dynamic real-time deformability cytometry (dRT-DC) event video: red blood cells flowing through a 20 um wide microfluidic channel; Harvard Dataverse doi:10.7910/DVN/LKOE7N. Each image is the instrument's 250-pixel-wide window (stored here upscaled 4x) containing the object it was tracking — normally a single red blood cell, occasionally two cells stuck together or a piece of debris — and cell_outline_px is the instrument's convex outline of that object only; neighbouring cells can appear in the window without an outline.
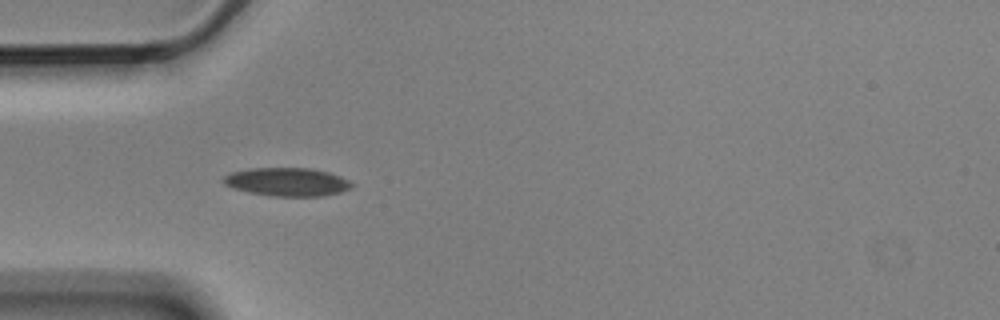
{"species": "Egyptian fruit bat (a non-hibernating species)", "species_latin": "Rousettus aegyptiacus", "temperature_condition": "cold", "stored_images_in_passage": 6, "camera_frame_rate_fps": 3000, "um_per_image_px": 0.085, "animal": {"sex": "male"}, "frame": {"image": 1, "passage_image": 5, "time_ms": 1.333, "image_size_px": [1000, 320], "cell_outline_px": [[356, 184], [352, 188], [340, 192], [324, 196], [276, 196], [248, 192], [224, 184], [224, 176], [232, 172], [248, 168], [312, 168], [328, 172], [340, 176]], "centroid_in_image_um": [24.46, 15.46], "position_along_channel_um": 60.5, "area_um2": 21.15}}
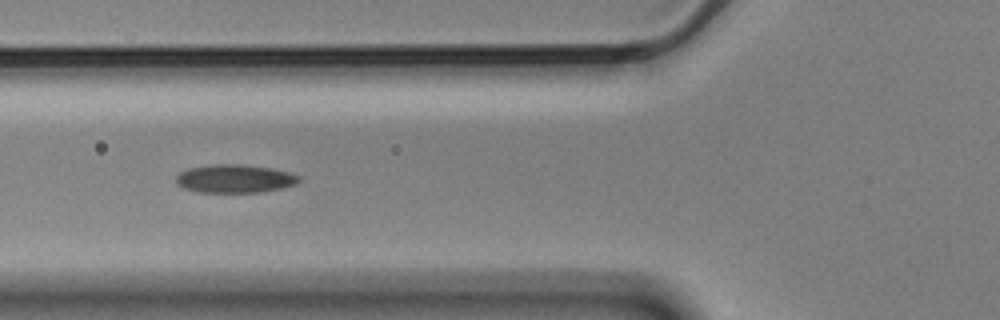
{"frame": {"image": 2, "passage_image": 6, "time_ms": 1.667, "image_size_px": [1000, 320], "cell_outline_px": [[300, 180], [296, 184], [280, 188], [260, 192], [200, 192], [184, 188], [176, 184], [176, 176], [180, 172], [188, 168], [212, 164], [244, 164], [272, 168], [288, 172], [300, 176]], "centroid_in_image_um": [19.94, 15.17], "position_along_channel_um": 105.9, "area_um2": 20.29}}